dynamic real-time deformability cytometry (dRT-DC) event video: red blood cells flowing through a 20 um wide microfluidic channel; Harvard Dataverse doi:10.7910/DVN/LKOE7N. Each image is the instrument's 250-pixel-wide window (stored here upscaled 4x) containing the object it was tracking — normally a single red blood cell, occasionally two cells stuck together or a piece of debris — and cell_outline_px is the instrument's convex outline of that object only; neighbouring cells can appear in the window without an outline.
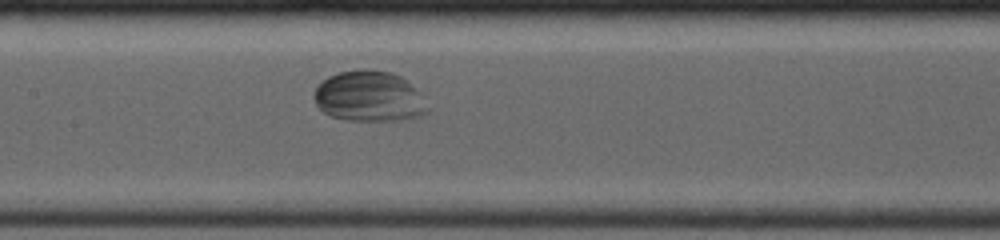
{"species": "common noctule bat (a hibernating species)", "species_latin": "Nyctalus noctula", "temperature_condition": "room temperature", "stored_images_in_passage": 21, "camera_frame_rate_fps": 4000, "um_per_image_px": 0.085, "animal": {"sex": "female", "body_mass_g": 19.0, "forearm_length_mm": 53.3}, "frame": {"image": 1, "passage_image": 13, "time_ms": 5.0, "image_size_px": [1000, 240], "cell_outline_px": [[432, 108], [428, 112], [420, 116], [400, 120], [348, 120], [332, 116], [324, 112], [316, 104], [316, 84], [328, 76], [340, 72], [360, 68], [368, 68], [392, 72], [400, 76], [420, 92]], "centroid_in_image_um": [31.43, 8.18], "position_along_channel_um": 176.0, "area_um2": 33.76}}